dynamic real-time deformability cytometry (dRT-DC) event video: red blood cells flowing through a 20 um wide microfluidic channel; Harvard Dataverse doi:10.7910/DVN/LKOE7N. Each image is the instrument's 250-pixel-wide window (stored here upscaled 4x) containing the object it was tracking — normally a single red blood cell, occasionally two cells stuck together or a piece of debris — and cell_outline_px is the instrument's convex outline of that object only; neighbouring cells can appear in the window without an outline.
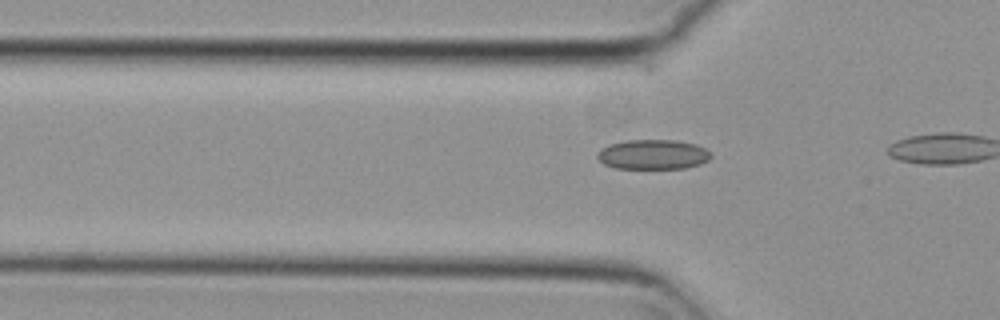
{"species": "common noctule bat (a hibernating species)", "species_latin": "Nyctalus noctula", "temperature_condition": "cold", "stored_images_in_passage": 8, "camera_frame_rate_fps": 3000, "um_per_image_px": 0.085, "animal": {"sex": "female", "body_mass_g": 29.2, "forearm_length_mm": 56.3}, "frame": {"image": 1, "passage_image": 5, "time_ms": 1.333, "image_size_px": [1000, 320], "cell_outline_px": [[712, 156], [708, 160], [700, 164], [684, 168], [616, 168], [604, 164], [596, 156], [600, 148], [608, 144], [624, 140], [676, 140], [696, 144], [712, 152]], "centroid_in_image_um": [55.5, 13.12], "position_along_channel_um": 70.3, "area_um2": 19.83}}